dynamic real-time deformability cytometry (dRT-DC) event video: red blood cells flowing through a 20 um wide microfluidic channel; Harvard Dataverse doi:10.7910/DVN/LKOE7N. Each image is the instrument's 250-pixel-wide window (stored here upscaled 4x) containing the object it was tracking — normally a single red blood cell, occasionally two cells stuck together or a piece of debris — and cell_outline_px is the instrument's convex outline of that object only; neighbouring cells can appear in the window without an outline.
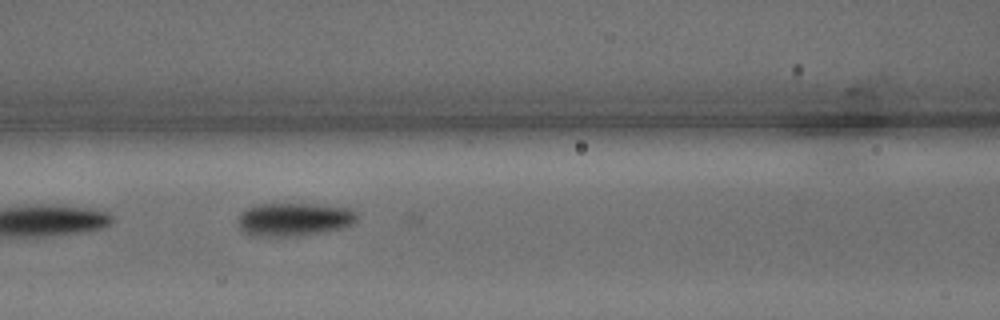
{"species": "common noctule bat (a hibernating species)", "species_latin": "Nyctalus noctula", "temperature_condition": "warm", "stored_images_in_passage": 7, "camera_frame_rate_fps": 3000, "um_per_image_px": 0.085, "animal": {"sex": "male", "body_mass_g": 15.6}, "frame": {"image": 1, "passage_image": 5, "time_ms": 1.333, "image_size_px": [1000, 320], "cell_outline_px": [[356, 220], [352, 224], [340, 228], [320, 232], [296, 236], [252, 236], [244, 232], [240, 228], [236, 220], [240, 212], [256, 204], [316, 204], [352, 208], [356, 216]], "centroid_in_image_um": [24.94, 18.64], "position_along_channel_um": 141.7, "area_um2": 23.06}}